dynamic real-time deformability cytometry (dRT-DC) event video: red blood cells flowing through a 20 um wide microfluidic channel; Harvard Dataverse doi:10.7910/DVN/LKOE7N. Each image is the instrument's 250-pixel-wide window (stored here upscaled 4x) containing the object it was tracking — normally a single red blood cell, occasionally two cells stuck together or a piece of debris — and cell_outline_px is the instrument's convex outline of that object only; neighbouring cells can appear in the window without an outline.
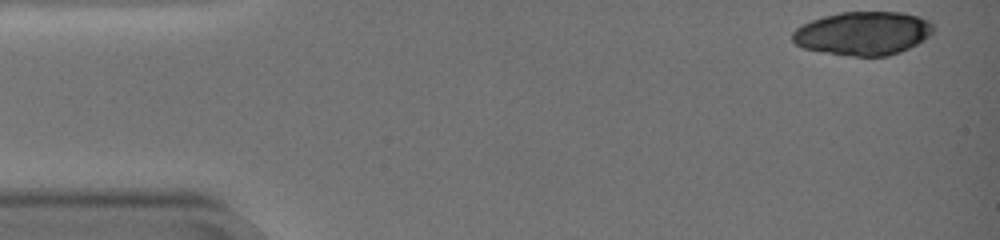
{"species": "common noctule bat (a hibernating species)", "species_latin": "Nyctalus noctula", "temperature_condition": "warm", "stored_images_in_passage": 54, "camera_frame_rate_fps": 3000, "um_per_image_px": 0.085, "animal": {"sex": "female", "body_mass_g": 19.0, "forearm_length_mm": 51.5}, "frame": {"image": 1, "passage_image": 1, "time_ms": 0.0, "image_size_px": [1000, 240], "cell_outline_px": [[936, 28], [924, 40], [900, 52], [888, 56], [852, 56], [804, 48], [796, 44], [792, 40], [792, 32], [796, 28], [812, 20], [824, 16], [840, 12], [900, 12], [916, 16], [928, 20]], "centroid_in_image_um": [73.37, 2.83], "position_along_channel_um": 11.6, "area_um2": 35.49}}